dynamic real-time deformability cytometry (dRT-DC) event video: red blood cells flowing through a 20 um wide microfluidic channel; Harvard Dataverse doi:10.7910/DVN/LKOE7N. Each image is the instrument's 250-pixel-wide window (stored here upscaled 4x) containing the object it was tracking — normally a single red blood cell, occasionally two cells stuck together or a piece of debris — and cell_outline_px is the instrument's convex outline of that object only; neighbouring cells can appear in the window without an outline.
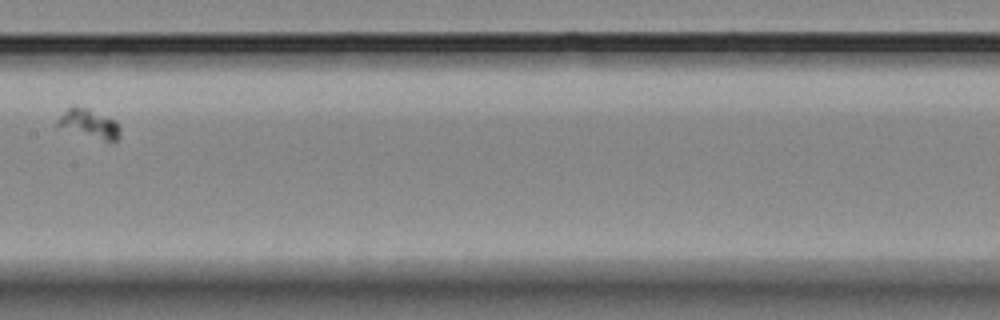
{"species": "Egyptian fruit bat (a non-hibernating species)", "species_latin": "Rousettus aegyptiacus", "temperature_condition": "room temperature", "stored_images_in_passage": 6, "camera_frame_rate_fps": 3000, "um_per_image_px": 0.085, "animal": {"sex": "female"}, "frame": {"image": 1, "passage_image": 5, "time_ms": 4.667, "image_size_px": [1000, 320], "cell_outline_px": [[120, 136], [112, 144], [56, 124], [56, 120], [68, 108], [88, 108], [108, 116], [116, 120], [120, 124]], "centroid_in_image_um": [7.71, 10.53], "position_along_channel_um": 199.7, "area_um2": 10.29}}